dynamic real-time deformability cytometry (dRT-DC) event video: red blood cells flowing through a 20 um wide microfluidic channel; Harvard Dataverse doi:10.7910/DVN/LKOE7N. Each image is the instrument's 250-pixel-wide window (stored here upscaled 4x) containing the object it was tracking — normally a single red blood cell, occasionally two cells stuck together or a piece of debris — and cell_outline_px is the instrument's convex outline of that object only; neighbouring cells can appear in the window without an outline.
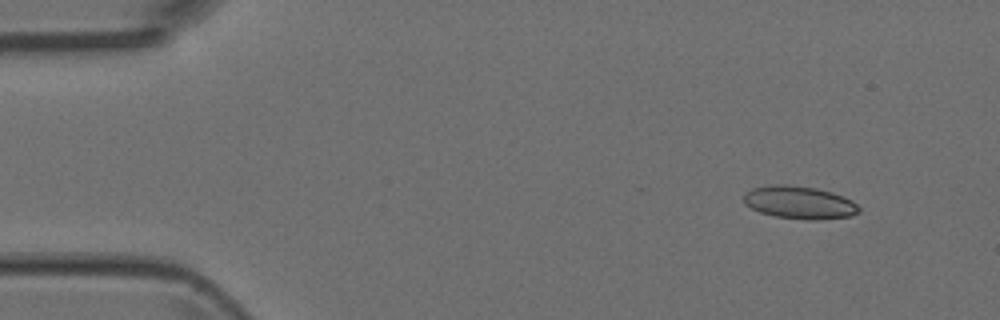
{"species": "Egyptian fruit bat (a non-hibernating species)", "species_latin": "Rousettus aegyptiacus", "temperature_condition": "room temperature", "stored_images_in_passage": 5, "camera_frame_rate_fps": 3000, "um_per_image_px": 0.085, "animal": {"sex": "female"}, "frame": {"image": 1, "passage_image": 2, "time_ms": 0.333, "image_size_px": [1000, 320], "cell_outline_px": [[860, 212], [852, 216], [820, 220], [808, 220], [776, 216], [760, 212], [744, 204], [744, 196], [752, 188], [772, 184], [788, 184], [816, 188], [832, 192], [844, 196], [852, 200], [860, 208]], "centroid_in_image_um": [67.99, 17.21], "position_along_channel_um": 17.0, "area_um2": 22.14}}
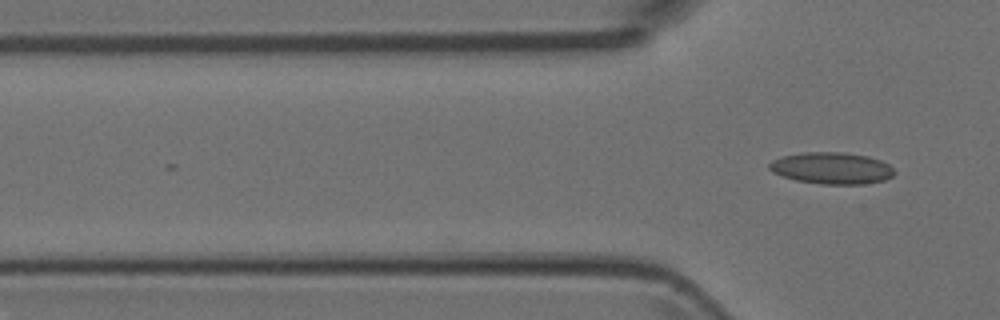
{"frame": {"image": 2, "passage_image": 5, "time_ms": 1.333, "image_size_px": [1000, 320], "cell_outline_px": [[896, 172], [892, 176], [884, 180], [864, 184], [820, 184], [796, 180], [772, 172], [768, 168], [768, 164], [772, 160], [780, 156], [800, 152], [844, 152], [868, 156], [880, 160], [888, 164]], "centroid_in_image_um": [70.67, 14.28], "position_along_channel_um": 55.1, "area_um2": 23.24}}